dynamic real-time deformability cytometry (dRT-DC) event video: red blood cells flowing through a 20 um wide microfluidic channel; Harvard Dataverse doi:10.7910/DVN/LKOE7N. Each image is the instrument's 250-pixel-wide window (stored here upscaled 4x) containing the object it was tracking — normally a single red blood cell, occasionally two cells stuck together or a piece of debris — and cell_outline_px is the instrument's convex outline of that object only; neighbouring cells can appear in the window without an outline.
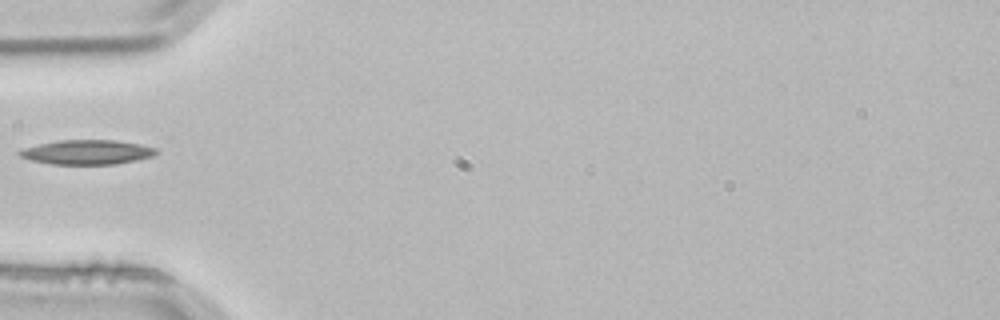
{"species": "common noctule bat (a hibernating species)", "species_latin": "Nyctalus noctula", "temperature_condition": "room temperature", "stored_images_in_passage": 4, "camera_frame_rate_fps": 3000, "um_per_image_px": 0.085, "animal": {"sex": "male", "body_mass_g": 21.5, "forearm_length_mm": 52.0}, "frame": {"image": 1, "passage_image": 4, "time_ms": 1.0, "image_size_px": [1000, 320], "cell_outline_px": [[156, 152], [152, 156], [136, 160], [116, 164], [52, 164], [32, 160], [20, 156], [16, 152], [20, 148], [60, 140], [116, 140], [140, 144], [156, 148]], "centroid_in_image_um": [7.37, 12.93], "position_along_channel_um": 77.6, "area_um2": 19.42}}